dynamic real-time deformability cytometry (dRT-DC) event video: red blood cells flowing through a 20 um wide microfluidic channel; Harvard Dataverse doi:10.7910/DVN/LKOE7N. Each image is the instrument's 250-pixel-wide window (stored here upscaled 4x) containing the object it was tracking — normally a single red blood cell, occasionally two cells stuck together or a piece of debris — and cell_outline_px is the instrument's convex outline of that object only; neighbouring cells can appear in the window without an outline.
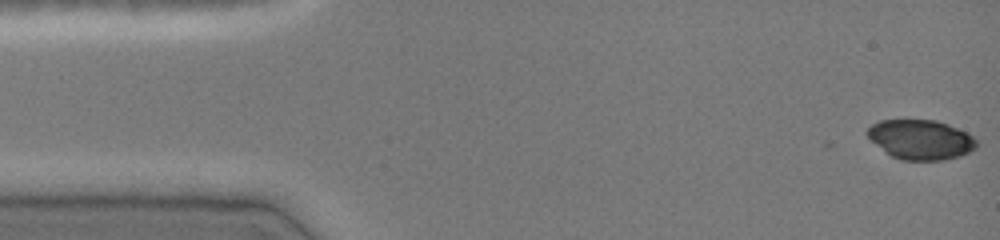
{"species": "common noctule bat (a hibernating species)", "species_latin": "Nyctalus noctula", "temperature_condition": "cold", "stored_images_in_passage": 47, "camera_frame_rate_fps": 3000, "um_per_image_px": 0.085, "animal": {"sex": "female", "body_mass_g": 19.0, "forearm_length_mm": 51.5}, "frame": {"image": 1, "passage_image": 1, "time_ms": 0.0, "image_size_px": [1000, 240], "cell_outline_px": [[976, 148], [960, 156], [944, 160], [900, 160], [892, 156], [876, 144], [864, 132], [872, 124], [880, 120], [936, 120], [948, 124], [968, 132], [976, 140]], "centroid_in_image_um": [78.27, 11.86], "position_along_channel_um": 6.7, "area_um2": 25.2}}
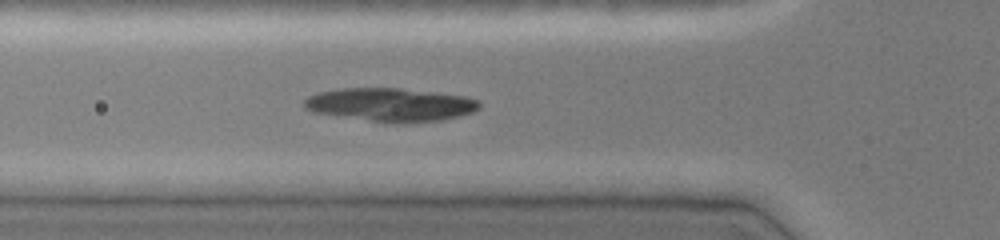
{"frame": {"image": 2, "passage_image": 16, "time_ms": 5.0, "image_size_px": [1000, 240], "cell_outline_px": [[480, 108], [472, 112], [460, 116], [444, 120], [400, 124], [312, 112], [304, 108], [304, 100], [308, 96], [316, 92], [340, 88], [400, 88], [464, 96], [480, 100]], "centroid_in_image_um": [33.2, 8.9], "position_along_channel_um": 92.6, "area_um2": 34.16}}
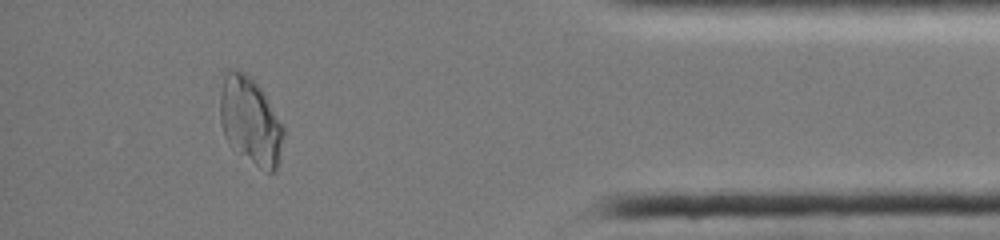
{"frame": {"image": 3, "passage_image": 42, "time_ms": 13.667, "image_size_px": [1000, 240], "cell_outline_px": [[284, 136], [280, 160], [276, 172], [268, 172], [256, 164], [228, 144], [224, 136], [220, 120], [220, 72], [228, 68], [232, 68], [244, 72], [260, 88], [284, 128]], "centroid_in_image_um": [21.24, 10.23], "position_along_channel_um": 414.0, "area_um2": 32.43}}